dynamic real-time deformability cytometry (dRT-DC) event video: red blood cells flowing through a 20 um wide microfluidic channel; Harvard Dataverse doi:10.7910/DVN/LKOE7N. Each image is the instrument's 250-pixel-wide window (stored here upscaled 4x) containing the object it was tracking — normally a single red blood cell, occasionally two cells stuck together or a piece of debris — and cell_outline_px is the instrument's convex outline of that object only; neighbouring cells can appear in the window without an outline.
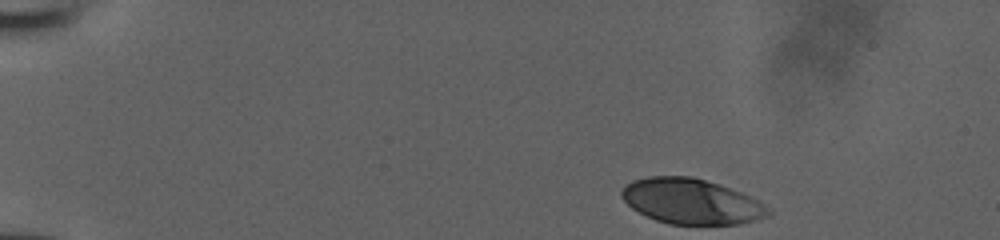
{"species": "human", "species_latin": "Homo sapiens", "temperature_condition": "room temperature", "stored_images_in_passage": 37, "camera_frame_rate_fps": 3000, "um_per_image_px": 0.085, "donor": {"sex": "male"}, "frame": {"image": 1, "passage_image": 1, "time_ms": 0.0, "image_size_px": [1000, 240], "cell_outline_px": [[772, 212], [768, 216], [756, 220], [740, 224], [668, 224], [656, 220], [632, 208], [620, 196], [620, 192], [624, 184], [632, 180], [648, 176], [692, 176], [740, 192], [772, 208]], "centroid_in_image_um": [58.74, 17.12], "position_along_channel_um": 26.3, "area_um2": 38.61}}
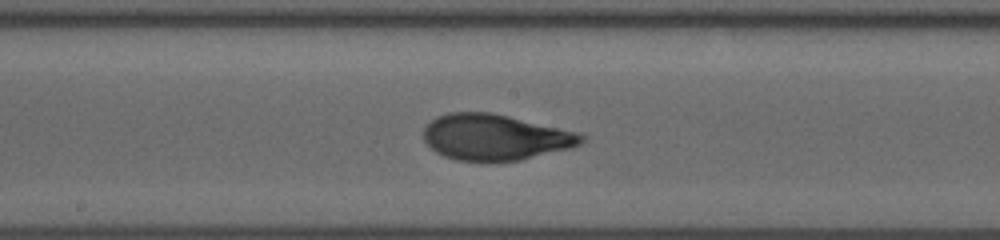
{"frame": {"image": 2, "passage_image": 22, "time_ms": 7.0, "image_size_px": [1000, 240], "cell_outline_px": [[588, 136], [580, 144], [572, 148], [520, 160], [456, 160], [444, 156], [436, 152], [424, 140], [424, 128], [436, 116], [448, 112], [488, 112], [508, 116], [580, 132]], "centroid_in_image_um": [42.13, 11.65], "position_along_channel_um": 206.1, "area_um2": 42.08}}
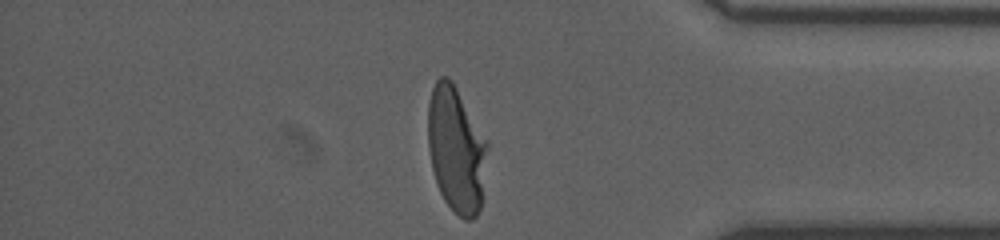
{"frame": {"image": 3, "passage_image": 37, "time_ms": 12.0, "image_size_px": [1000, 240], "cell_outline_px": [[488, 148], [480, 208], [476, 216], [472, 220], [464, 220], [444, 200], [436, 184], [432, 168], [428, 148], [428, 100], [432, 88], [436, 80], [440, 76], [448, 76], [452, 80], [488, 140]], "centroid_in_image_um": [38.77, 12.67], "position_along_channel_um": 396.4, "area_um2": 43.87}}